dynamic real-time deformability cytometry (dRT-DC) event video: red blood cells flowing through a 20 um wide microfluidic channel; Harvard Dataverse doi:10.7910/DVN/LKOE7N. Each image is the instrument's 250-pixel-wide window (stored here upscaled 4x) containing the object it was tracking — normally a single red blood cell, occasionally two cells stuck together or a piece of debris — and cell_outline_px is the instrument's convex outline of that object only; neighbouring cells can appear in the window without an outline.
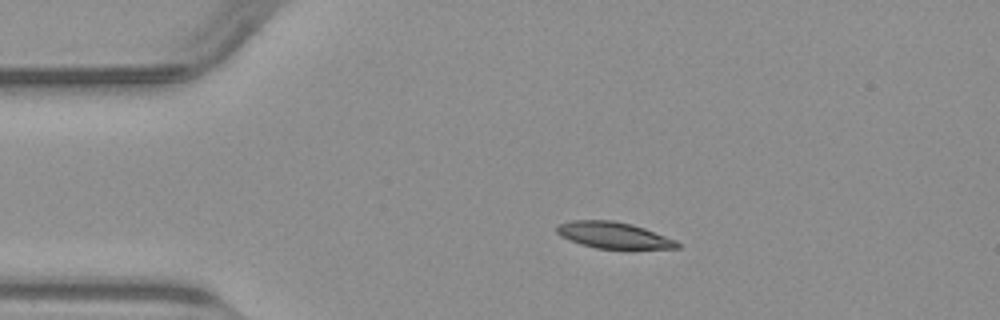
{"species": "common noctule bat (a hibernating species)", "species_latin": "Nyctalus noctula", "temperature_condition": "warm", "stored_images_in_passage": 41, "camera_frame_rate_fps": 3000, "um_per_image_px": 0.085, "animal": {"sex": "male", "body_mass_g": 23.1, "forearm_length_mm": 52.7}, "frame": {"image": 1, "passage_image": 1, "time_ms": 0.0, "image_size_px": [1000, 320], "cell_outline_px": [[680, 248], [596, 248], [580, 244], [560, 236], [556, 232], [556, 224], [572, 220], [612, 220], [632, 224], [644, 228], [676, 240], [680, 244]], "centroid_in_image_um": [52.1, 19.98], "position_along_channel_um": 32.9, "area_um2": 18.38}}
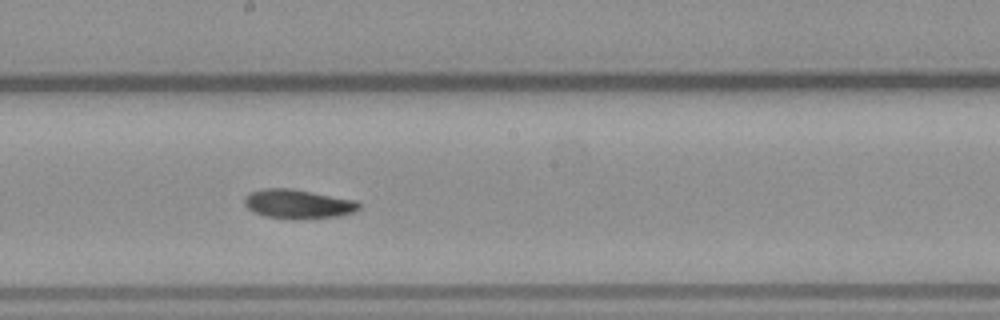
{"frame": {"image": 2, "passage_image": 18, "time_ms": 5.667, "image_size_px": [1000, 320], "cell_outline_px": [[360, 208], [356, 212], [340, 216], [296, 220], [292, 220], [264, 216], [248, 208], [244, 204], [244, 196], [260, 188], [292, 188], [356, 200], [360, 204]], "centroid_in_image_um": [25.35, 17.35], "position_along_channel_um": 222.8, "area_um2": 19.83}}
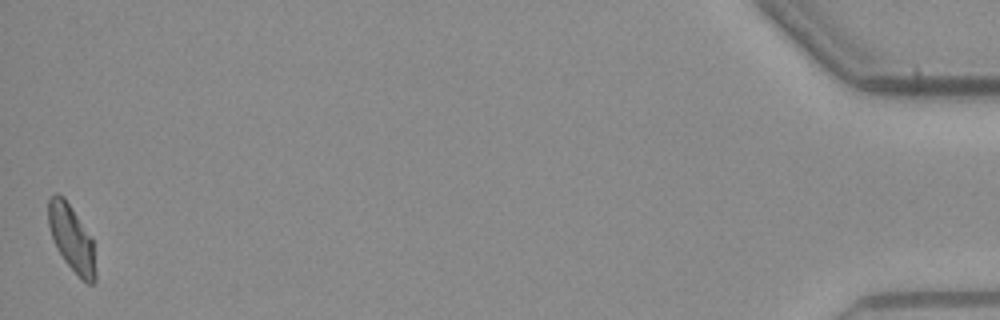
{"frame": {"image": 3, "passage_image": 41, "time_ms": 13.333, "image_size_px": [1000, 320], "cell_outline_px": [[96, 280], [92, 284], [88, 284], [64, 260], [56, 248], [48, 224], [48, 200], [56, 192], [64, 196], [92, 236], [96, 272]], "centroid_in_image_um": [6.1, 20.22], "position_along_channel_um": 429.1, "area_um2": 18.26}}